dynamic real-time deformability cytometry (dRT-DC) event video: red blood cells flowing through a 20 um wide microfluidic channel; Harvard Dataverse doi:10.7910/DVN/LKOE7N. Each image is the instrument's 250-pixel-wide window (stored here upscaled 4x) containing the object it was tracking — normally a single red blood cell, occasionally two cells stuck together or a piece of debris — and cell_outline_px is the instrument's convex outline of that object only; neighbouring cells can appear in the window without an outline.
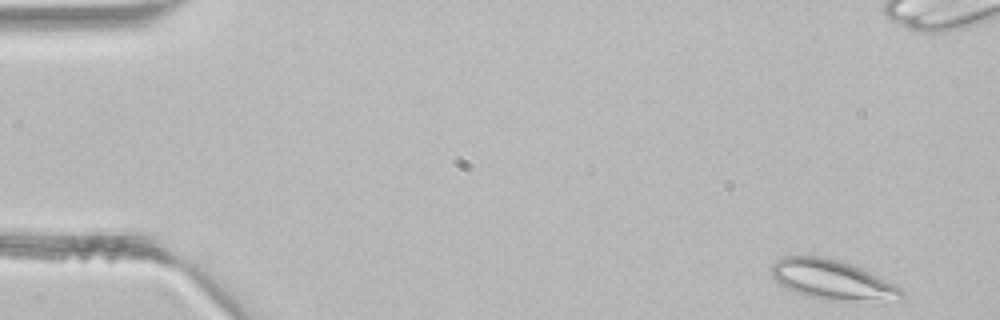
{"species": "common noctule bat (a hibernating species)", "species_latin": "Nyctalus noctula", "temperature_condition": "room temperature", "stored_images_in_passage": 43, "camera_frame_rate_fps": 3000, "um_per_image_px": 0.085, "animal": {"sex": "male", "body_mass_g": 21.5, "forearm_length_mm": 52.0}, "frame": {"image": 1, "passage_image": 1, "time_ms": 0.0, "image_size_px": [1000, 320], "cell_outline_px": [[904, 296], [900, 300], [828, 300], [804, 296], [780, 284], [772, 276], [772, 264], [776, 260], [784, 256], [824, 256], [860, 268], [900, 288], [904, 292]], "centroid_in_image_um": [70.69, 23.78], "position_along_channel_um": 14.3, "area_um2": 29.48}}
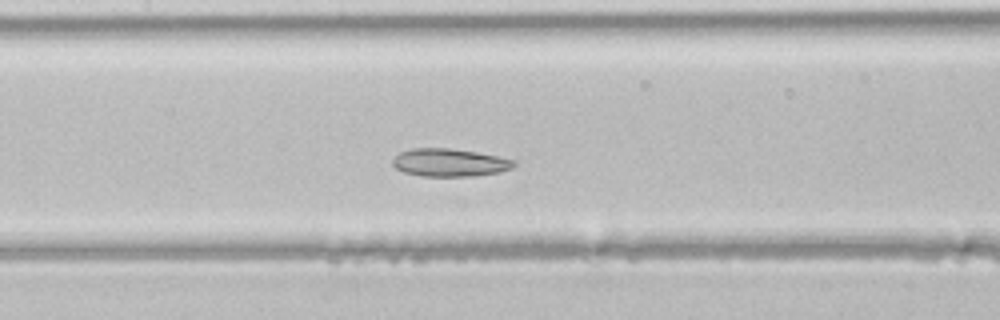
{"frame": {"image": 2, "passage_image": 19, "time_ms": 6.0, "image_size_px": [1000, 320], "cell_outline_px": [[516, 164], [512, 168], [500, 172], [476, 176], [420, 176], [404, 172], [396, 168], [392, 164], [392, 160], [400, 152], [412, 148], [448, 148], [476, 152], [516, 160]], "centroid_in_image_um": [38.22, 13.82], "position_along_channel_um": 169.2, "area_um2": 19.71}}
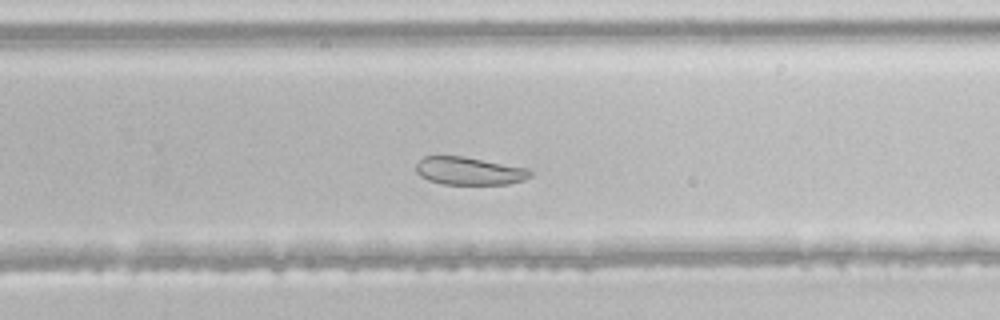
{"frame": {"image": 3, "passage_image": 27, "time_ms": 8.667, "image_size_px": [1000, 320], "cell_outline_px": [[532, 176], [524, 180], [508, 184], [444, 184], [428, 180], [420, 176], [416, 172], [416, 164], [424, 156], [464, 156], [528, 168], [532, 172]], "centroid_in_image_um": [39.89, 14.53], "position_along_channel_um": 289.9, "area_um2": 18.61}}